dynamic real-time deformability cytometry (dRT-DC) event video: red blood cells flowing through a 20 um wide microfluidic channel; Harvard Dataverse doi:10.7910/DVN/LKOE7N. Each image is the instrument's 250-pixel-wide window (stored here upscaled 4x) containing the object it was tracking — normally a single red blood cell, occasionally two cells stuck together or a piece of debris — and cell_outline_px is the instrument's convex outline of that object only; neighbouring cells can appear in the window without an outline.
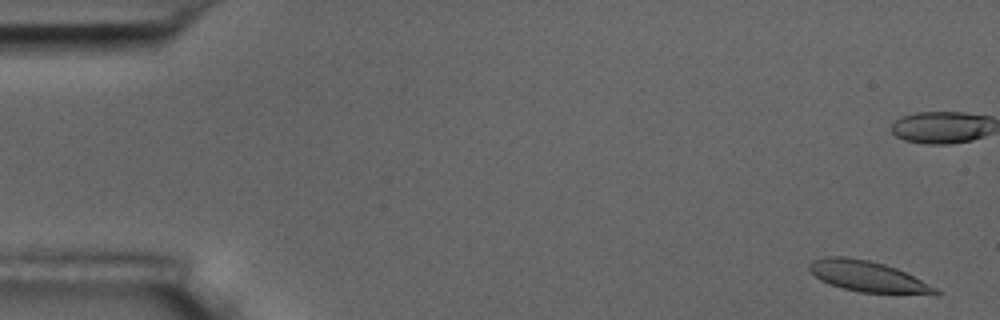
{"species": "common noctule bat (a hibernating species)", "species_latin": "Nyctalus noctula", "temperature_condition": "room temperature", "stored_images_in_passage": 5, "camera_frame_rate_fps": 3000, "um_per_image_px": 0.085, "animal": {"sex": "male", "body_mass_g": 17.5, "forearm_length_mm": 52.3}, "frame": {"image": 1, "passage_image": 1, "time_ms": 0.0, "image_size_px": [1000, 320], "cell_outline_px": [[940, 292], [936, 296], [860, 292], [844, 288], [820, 280], [808, 268], [808, 264], [812, 260], [824, 256], [844, 256], [868, 260], [884, 264], [896, 268], [936, 288]], "centroid_in_image_um": [73.79, 23.51], "position_along_channel_um": 11.2, "area_um2": 22.72}}
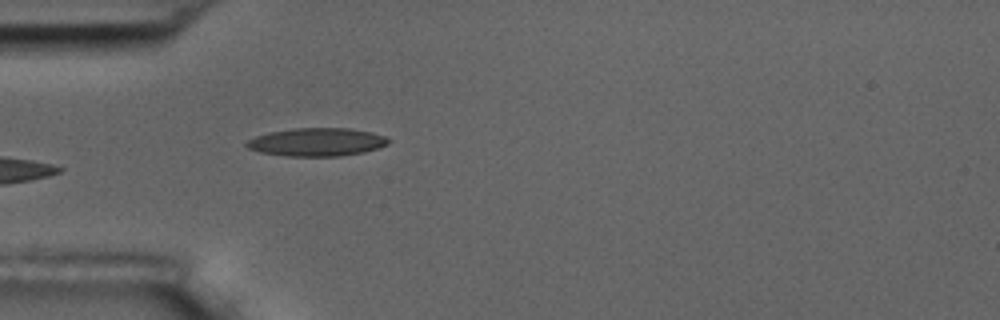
{"frame": {"image": 2, "passage_image": 5, "time_ms": 5.667, "image_size_px": [1000, 320], "cell_outline_px": [[392, 140], [388, 144], [364, 152], [340, 156], [288, 156], [260, 152], [248, 148], [244, 144], [248, 140], [256, 136], [268, 132], [292, 128], [348, 128], [372, 132], [384, 136]], "centroid_in_image_um": [26.93, 12.07], "position_along_channel_um": 58.1, "area_um2": 23.29}}